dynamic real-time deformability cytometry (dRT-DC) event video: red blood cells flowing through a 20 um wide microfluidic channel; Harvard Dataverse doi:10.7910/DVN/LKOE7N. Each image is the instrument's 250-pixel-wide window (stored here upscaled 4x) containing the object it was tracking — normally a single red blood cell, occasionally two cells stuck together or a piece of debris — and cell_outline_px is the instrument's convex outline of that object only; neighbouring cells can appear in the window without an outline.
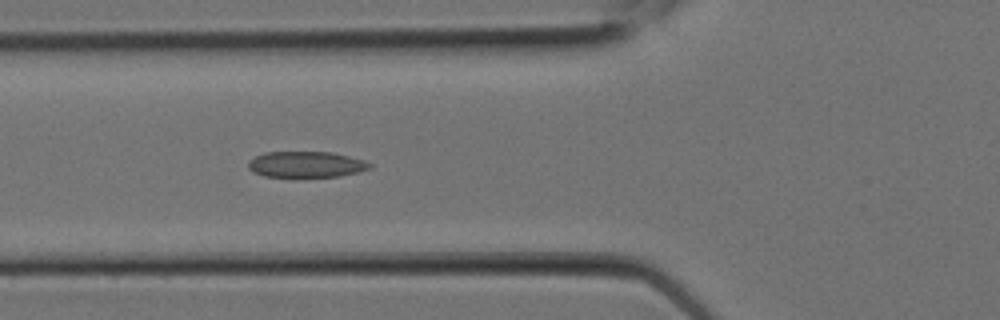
{"species": "Egyptian fruit bat (a non-hibernating species)", "species_latin": "Rousettus aegyptiacus", "temperature_condition": "room temperature", "stored_images_in_passage": 6, "camera_frame_rate_fps": 3000, "um_per_image_px": 0.085, "animal": {"sex": "female"}, "frame": {"image": 1, "passage_image": 6, "time_ms": 1.667, "image_size_px": [1000, 320], "cell_outline_px": [[372, 168], [340, 176], [296, 180], [264, 176], [252, 172], [248, 168], [248, 160], [264, 152], [332, 152], [364, 160], [372, 164]], "centroid_in_image_um": [25.97, 14.03], "position_along_channel_um": 99.8, "area_um2": 19.36}}